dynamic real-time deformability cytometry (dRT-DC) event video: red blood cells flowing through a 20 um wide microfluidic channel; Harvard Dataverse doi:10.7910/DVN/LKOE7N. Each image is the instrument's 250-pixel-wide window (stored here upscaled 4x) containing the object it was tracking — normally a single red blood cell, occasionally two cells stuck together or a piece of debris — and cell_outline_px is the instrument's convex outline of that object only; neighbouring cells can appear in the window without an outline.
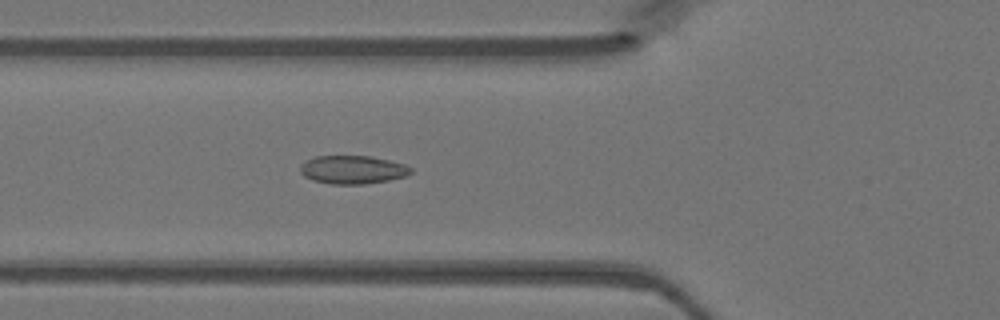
{"species": "Egyptian fruit bat (a non-hibernating species)", "species_latin": "Rousettus aegyptiacus", "temperature_condition": "warm", "stored_images_in_passage": 42, "camera_frame_rate_fps": 3000, "um_per_image_px": 0.085, "animal": {"sex": "female"}, "frame": {"image": 1, "passage_image": 12, "time_ms": 3.667, "image_size_px": [1000, 320], "cell_outline_px": [[412, 172], [408, 176], [388, 180], [364, 184], [332, 184], [312, 180], [304, 176], [300, 172], [300, 164], [316, 156], [372, 156], [404, 164], [412, 168]], "centroid_in_image_um": [29.98, 14.42], "position_along_channel_um": 95.8, "area_um2": 18.26}}
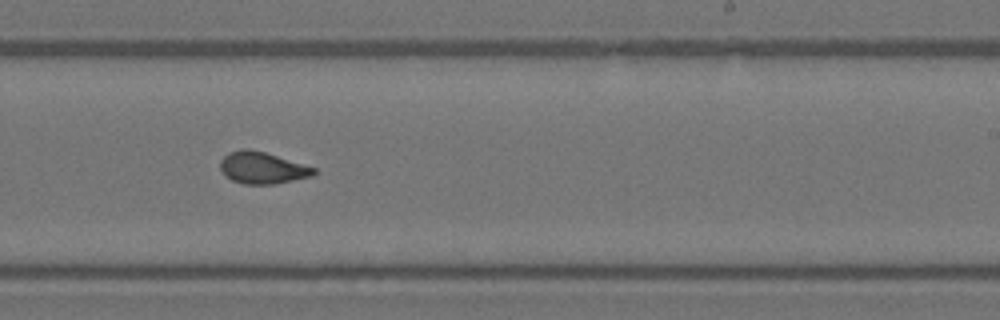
{"frame": {"image": 2, "passage_image": 24, "time_ms": 7.667, "image_size_px": [1000, 320], "cell_outline_px": [[316, 172], [312, 176], [276, 184], [244, 184], [232, 180], [224, 176], [220, 168], [220, 160], [228, 152], [244, 148], [248, 148], [264, 152], [316, 168]], "centroid_in_image_um": [22.26, 14.27], "position_along_channel_um": 266.7, "area_um2": 17.34}}
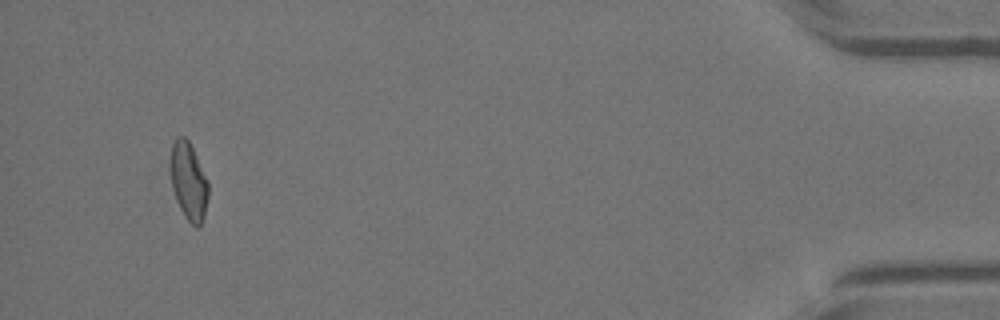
{"frame": {"image": 3, "passage_image": 40, "time_ms": 13.0, "image_size_px": [1000, 320], "cell_outline_px": [[208, 196], [204, 216], [200, 224], [196, 228], [184, 216], [176, 200], [172, 188], [168, 168], [168, 164], [172, 144], [176, 136], [184, 136], [188, 140], [208, 180]], "centroid_in_image_um": [15.99, 15.37], "position_along_channel_um": 419.2, "area_um2": 17.4}}